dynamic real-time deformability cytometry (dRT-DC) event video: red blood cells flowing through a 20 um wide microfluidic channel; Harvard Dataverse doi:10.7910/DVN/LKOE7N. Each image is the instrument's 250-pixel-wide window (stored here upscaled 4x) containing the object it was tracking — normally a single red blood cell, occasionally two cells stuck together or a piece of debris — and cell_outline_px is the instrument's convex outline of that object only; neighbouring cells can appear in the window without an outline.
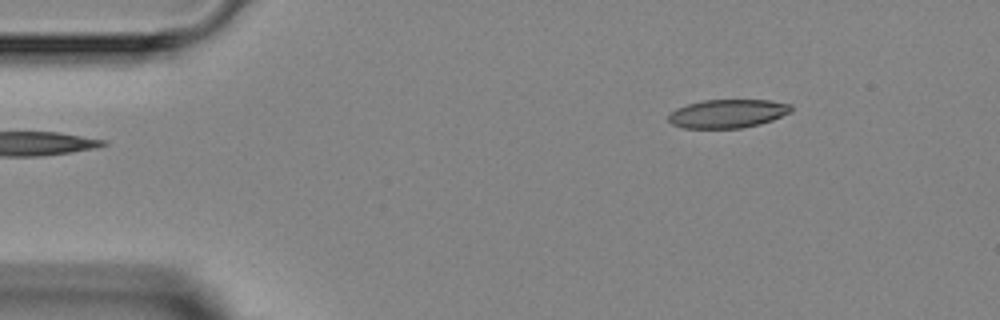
{"species": "Egyptian fruit bat (a non-hibernating species)", "species_latin": "Rousettus aegyptiacus", "temperature_condition": "room temperature", "stored_images_in_passage": 4, "segment_of_instrument_passage": [2, 2], "camera_frame_rate_fps": 3000, "um_per_image_px": 0.085, "animal": {"sex": "female"}, "frame": {"image": 1, "passage_image": 4, "time_ms": 3.667, "image_size_px": [1000, 320], "cell_outline_px": [[792, 112], [772, 120], [760, 124], [740, 128], [684, 128], [672, 124], [668, 120], [668, 116], [676, 108], [688, 104], [704, 100], [768, 100], [792, 104]], "centroid_in_image_um": [61.87, 9.65], "position_along_channel_um": 23.1, "area_um2": 20.4}}